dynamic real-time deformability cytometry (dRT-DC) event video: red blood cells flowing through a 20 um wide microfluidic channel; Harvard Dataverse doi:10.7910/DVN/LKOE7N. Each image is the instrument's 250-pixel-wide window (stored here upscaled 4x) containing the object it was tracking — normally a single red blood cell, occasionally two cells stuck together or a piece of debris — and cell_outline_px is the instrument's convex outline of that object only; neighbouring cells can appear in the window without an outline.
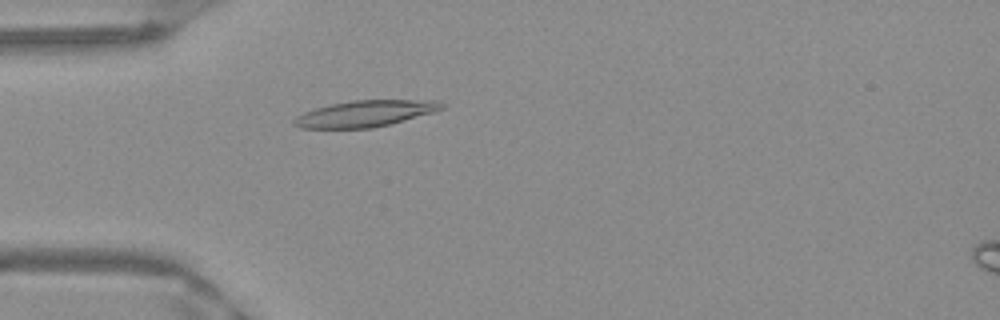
{"species": "Egyptian fruit bat (a non-hibernating species)", "species_latin": "Rousettus aegyptiacus", "temperature_condition": "warm", "stored_images_in_passage": 20, "camera_frame_rate_fps": 3000, "um_per_image_px": 0.085, "frame": {"image": 1, "passage_image": 15, "time_ms": 4.667, "image_size_px": [1000, 320], "cell_outline_px": [[444, 108], [432, 112], [404, 120], [372, 128], [300, 128], [292, 124], [292, 120], [296, 116], [304, 112], [316, 108], [332, 104], [352, 100], [440, 100], [444, 104]], "centroid_in_image_um": [31.02, 9.65], "position_along_channel_um": 54.0, "area_um2": 22.48}}